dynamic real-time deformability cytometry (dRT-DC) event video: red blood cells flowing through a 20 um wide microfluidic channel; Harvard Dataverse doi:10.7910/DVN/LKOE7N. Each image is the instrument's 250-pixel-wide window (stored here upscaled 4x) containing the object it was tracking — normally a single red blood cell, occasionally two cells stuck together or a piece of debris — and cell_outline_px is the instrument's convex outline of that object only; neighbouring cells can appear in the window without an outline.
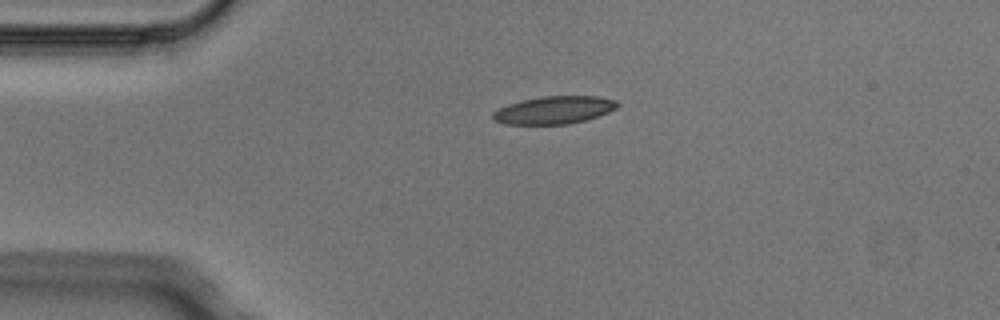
{"species": "Egyptian fruit bat (a non-hibernating species)", "species_latin": "Rousettus aegyptiacus", "temperature_condition": "cold", "stored_images_in_passage": 3, "camera_frame_rate_fps": 3000, "um_per_image_px": 0.085, "animal": {"sex": "male"}, "frame": {"image": 1, "passage_image": 1, "time_ms": 0.0, "image_size_px": [1000, 320], "cell_outline_px": [[620, 104], [616, 108], [608, 112], [584, 120], [568, 124], [504, 124], [492, 120], [492, 112], [508, 104], [520, 100], [540, 96], [596, 96], [616, 100]], "centroid_in_image_um": [47.06, 9.35], "position_along_channel_um": 37.9, "area_um2": 20.11}}